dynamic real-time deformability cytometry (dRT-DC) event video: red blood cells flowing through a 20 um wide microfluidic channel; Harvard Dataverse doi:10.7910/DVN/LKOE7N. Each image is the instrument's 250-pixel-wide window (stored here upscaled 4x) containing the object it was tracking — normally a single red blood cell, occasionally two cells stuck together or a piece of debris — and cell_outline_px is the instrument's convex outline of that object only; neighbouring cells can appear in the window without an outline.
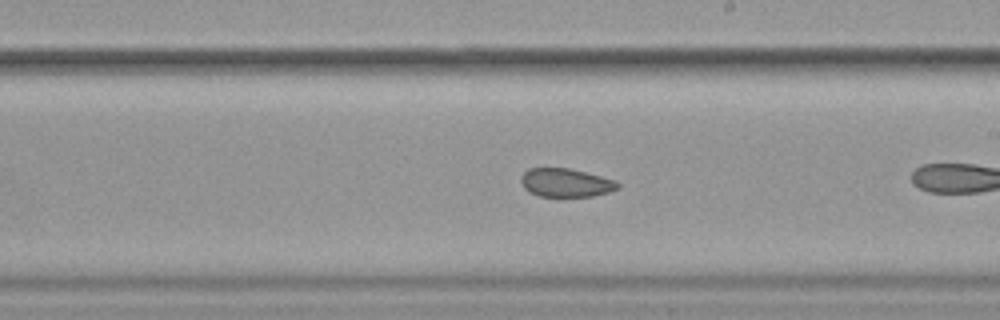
{"species": "common noctule bat (a hibernating species)", "species_latin": "Nyctalus noctula", "temperature_condition": "cold", "stored_images_in_passage": 26, "camera_frame_rate_fps": 3000, "um_per_image_px": 0.085, "animal": {"sex": "female", "body_mass_g": 19.9}, "frame": {"image": 1, "passage_image": 15, "time_ms": 4.667, "image_size_px": [1000, 320], "cell_outline_px": [[620, 188], [608, 192], [592, 196], [560, 200], [540, 196], [528, 192], [524, 188], [520, 180], [520, 176], [528, 168], [568, 168], [616, 180], [620, 184]], "centroid_in_image_um": [48.07, 15.58], "position_along_channel_um": 240.9, "area_um2": 16.82}}
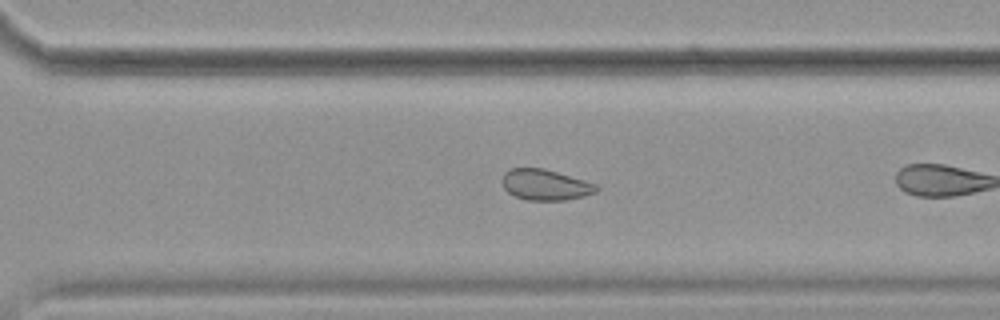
{"frame": {"image": 2, "passage_image": 22, "time_ms": 7.0, "image_size_px": [1000, 320], "cell_outline_px": [[600, 188], [596, 192], [584, 196], [564, 200], [528, 200], [516, 196], [508, 192], [504, 188], [500, 180], [504, 172], [508, 168], [544, 168], [584, 180], [596, 184]], "centroid_in_image_um": [46.32, 15.69], "position_along_channel_um": 324.3, "area_um2": 16.99}}